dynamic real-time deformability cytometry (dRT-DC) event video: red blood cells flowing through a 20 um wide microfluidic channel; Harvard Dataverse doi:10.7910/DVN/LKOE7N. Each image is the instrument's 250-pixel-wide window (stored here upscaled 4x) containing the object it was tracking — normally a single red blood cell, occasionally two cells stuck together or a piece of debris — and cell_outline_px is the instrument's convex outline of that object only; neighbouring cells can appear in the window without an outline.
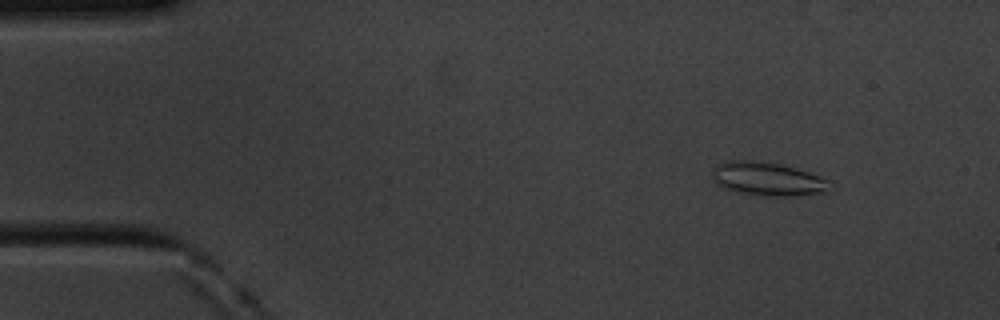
{"species": "common noctule bat (a hibernating species)", "species_latin": "Nyctalus noctula", "temperature_condition": "cold", "stored_images_in_passage": 58, "camera_frame_rate_fps": 3000, "um_per_image_px": 0.085, "animal": {"sex": "male", "body_mass_g": 20.1, "forearm_length_mm": 53.5}, "frame": {"image": 1, "passage_image": 7, "time_ms": 2.0, "image_size_px": [1000, 320], "cell_outline_px": [[828, 192], [792, 196], [764, 196], [736, 192], [724, 188], [716, 184], [712, 180], [712, 172], [720, 164], [728, 160], [752, 160], [780, 164], [796, 168], [820, 176], [828, 180]], "centroid_in_image_um": [65.22, 15.22], "position_along_channel_um": 19.8, "area_um2": 22.95}}
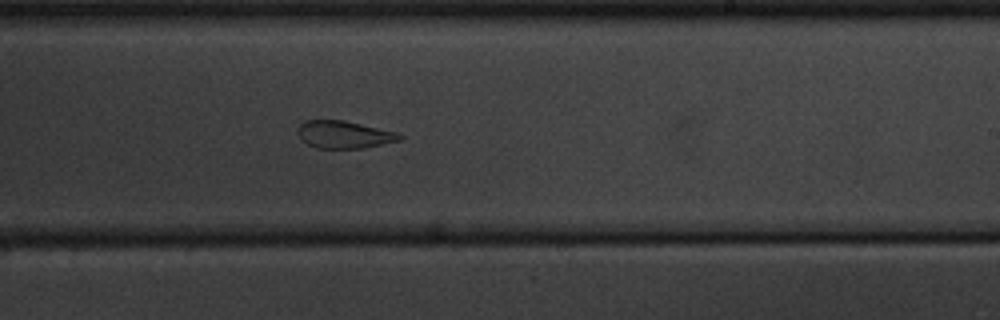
{"frame": {"image": 2, "passage_image": 35, "time_ms": 11.333, "image_size_px": [1000, 320], "cell_outline_px": [[404, 136], [400, 140], [364, 148], [316, 148], [300, 140], [296, 132], [296, 128], [304, 120], [344, 120], [396, 132]], "centroid_in_image_um": [29.18, 11.43], "position_along_channel_um": 259.8, "area_um2": 16.42}}
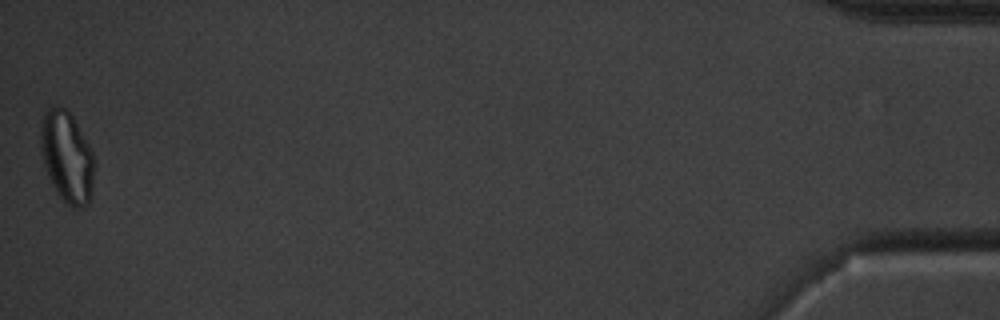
{"frame": {"image": 3, "passage_image": 58, "time_ms": 19.0, "image_size_px": [1000, 320], "cell_outline_px": [[96, 164], [88, 204], [80, 208], [76, 208], [68, 204], [60, 196], [52, 184], [48, 176], [40, 152], [40, 132], [44, 116], [52, 108], [64, 108], [72, 116], [88, 144], [92, 152]], "centroid_in_image_um": [5.7, 13.38], "position_along_channel_um": 429.5, "area_um2": 27.92}, "authors_computed_cell_mechanics": {"area_um2": 19.7965, "velocity_mm_per_s": 3.4462, "shape_relaxation_time_tau1_ms": null, "shape_relaxation_time_tau2_ms": 2.5502, "deformation_change_tau1": null, "deformation_change_tau2": 0.1014}}